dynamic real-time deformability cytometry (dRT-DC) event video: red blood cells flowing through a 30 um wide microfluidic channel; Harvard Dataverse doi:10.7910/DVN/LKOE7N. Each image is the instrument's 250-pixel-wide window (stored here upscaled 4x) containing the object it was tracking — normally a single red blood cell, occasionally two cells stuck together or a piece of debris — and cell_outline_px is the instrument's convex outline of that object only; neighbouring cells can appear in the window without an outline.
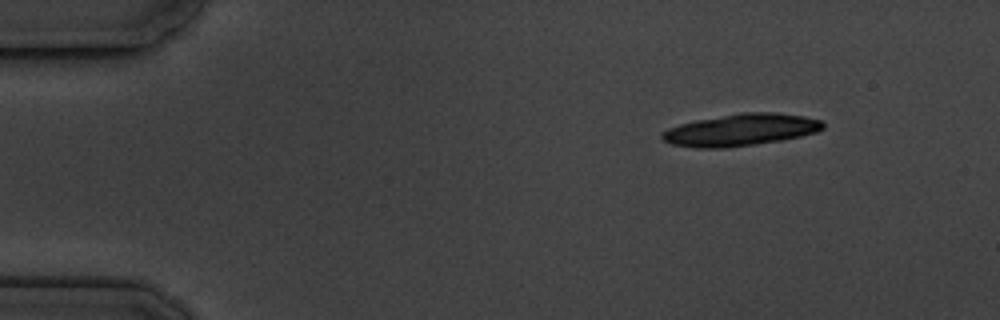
{"species": "common noctule bat (a hibernating species)", "species_latin": "Nyctalus noctula", "temperature_condition": "cold", "stored_images_in_passage": 4, "segment_of_instrument_passage": [1, 2], "camera_frame_rate_fps": 3000, "um_per_image_px": 0.085, "animal": {"sex": "male", "body_mass_g": 19.5, "forearm_length_mm": 54.6}, "frame": {"image": 1, "passage_image": 1, "time_ms": 0.0, "image_size_px": [1000, 320], "cell_outline_px": [[824, 128], [816, 132], [800, 136], [780, 140], [724, 148], [696, 148], [672, 144], [664, 140], [660, 136], [660, 132], [668, 128], [680, 124], [696, 120], [744, 112], [776, 112], [804, 116], [820, 120], [824, 124]], "centroid_in_image_um": [62.94, 11.03], "position_along_channel_um": 22.1, "area_um2": 29.77}}